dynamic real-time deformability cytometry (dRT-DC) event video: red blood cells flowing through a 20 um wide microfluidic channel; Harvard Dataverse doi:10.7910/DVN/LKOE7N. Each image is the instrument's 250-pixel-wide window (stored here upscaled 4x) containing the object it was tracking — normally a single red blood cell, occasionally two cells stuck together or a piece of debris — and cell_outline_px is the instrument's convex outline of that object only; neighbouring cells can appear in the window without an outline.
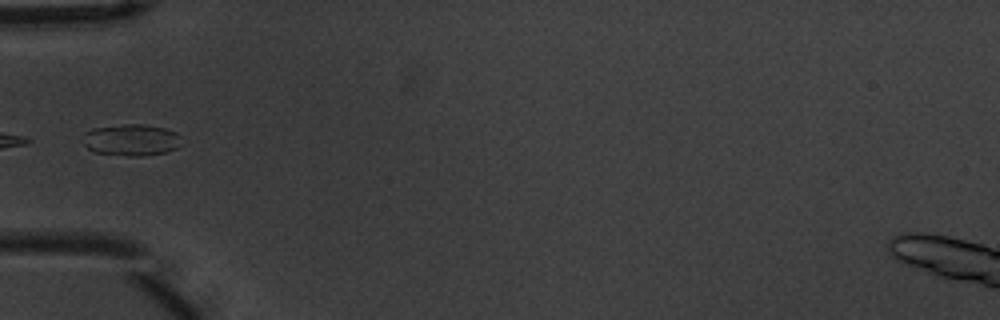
{"species": "common noctule bat (a hibernating species)", "species_latin": "Nyctalus noctula", "temperature_condition": "warm", "stored_images_in_passage": 6, "segment_of_instrument_passage": [2, 2], "camera_frame_rate_fps": 3000, "um_per_image_px": 0.085, "animal": {"sex": "male", "body_mass_g": 20.1, "forearm_length_mm": 53.5}, "frame": {"image": 1, "passage_image": 6, "time_ms": 1.667, "image_size_px": [1000, 320], "cell_outline_px": [[180, 136], [176, 148], [164, 152], [144, 156], [128, 156], [96, 152], [88, 148], [84, 144], [84, 132], [92, 128], [124, 124], [144, 124], [164, 128], [176, 132]], "centroid_in_image_um": [11.13, 11.88], "position_along_channel_um": 73.9, "area_um2": 17.98}}